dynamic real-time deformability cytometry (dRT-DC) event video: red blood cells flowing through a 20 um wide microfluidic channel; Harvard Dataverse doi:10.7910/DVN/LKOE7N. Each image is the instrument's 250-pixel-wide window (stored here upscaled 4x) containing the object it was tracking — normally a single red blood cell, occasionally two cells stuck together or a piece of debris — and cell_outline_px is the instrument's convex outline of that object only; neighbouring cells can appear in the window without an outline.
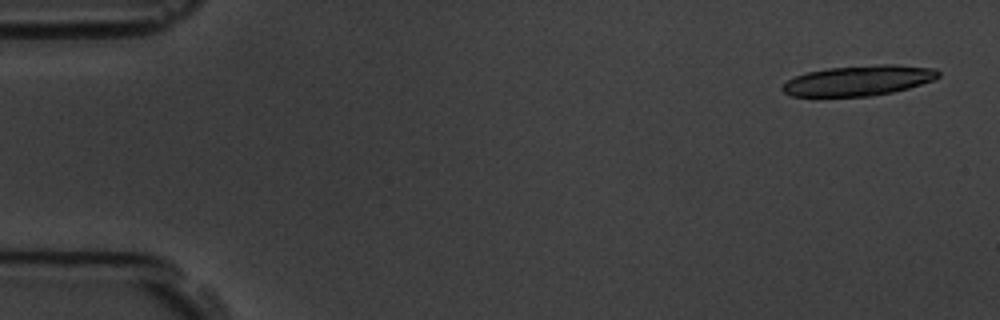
{"species": "common noctule bat (a hibernating species)", "species_latin": "Nyctalus noctula", "temperature_condition": "room temperature", "stored_images_in_passage": 6, "camera_frame_rate_fps": 3000, "um_per_image_px": 0.085, "animal": {"sex": "male", "body_mass_g": 19.5, "forearm_length_mm": 54.6}, "frame": {"image": 1, "passage_image": 1, "time_ms": 0.0, "image_size_px": [1000, 320], "cell_outline_px": [[940, 76], [932, 80], [908, 88], [892, 92], [872, 96], [792, 96], [784, 92], [780, 88], [788, 80], [796, 76], [808, 72], [828, 68], [876, 64], [892, 64], [936, 68], [940, 72]], "centroid_in_image_um": [73.01, 6.84], "position_along_channel_um": 12.0, "area_um2": 27.4}}